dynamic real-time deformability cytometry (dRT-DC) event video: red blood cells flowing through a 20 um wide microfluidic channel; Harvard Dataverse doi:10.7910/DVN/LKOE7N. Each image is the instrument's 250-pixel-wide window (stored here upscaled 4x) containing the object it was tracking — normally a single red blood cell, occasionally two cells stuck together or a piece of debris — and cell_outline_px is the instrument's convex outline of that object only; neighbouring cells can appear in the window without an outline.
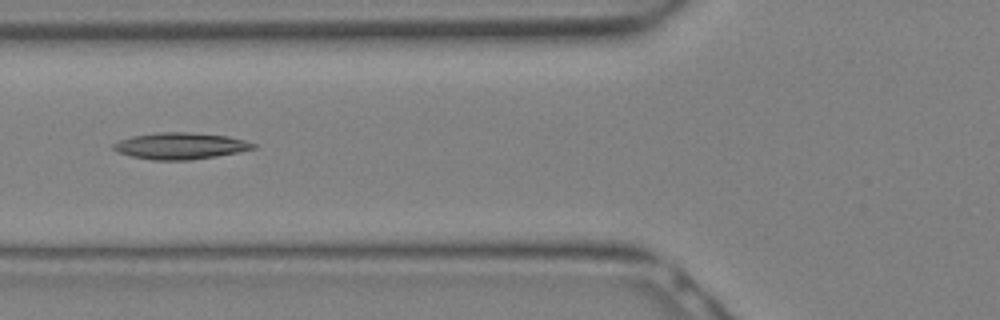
{"species": "Egyptian fruit bat (a non-hibernating species)", "species_latin": "Rousettus aegyptiacus", "temperature_condition": "warm", "stored_images_in_passage": 9, "camera_frame_rate_fps": 3000, "um_per_image_px": 0.085, "animal": {"sex": "female"}, "frame": {"image": 1, "passage_image": 6, "time_ms": 1.667, "image_size_px": [1000, 320], "cell_outline_px": [[260, 144], [256, 148], [240, 152], [192, 160], [152, 160], [132, 156], [116, 152], [112, 148], [112, 144], [120, 140], [132, 136], [160, 132], [188, 132], [228, 136]], "centroid_in_image_um": [15.36, 12.4], "position_along_channel_um": 110.4, "area_um2": 21.79}}
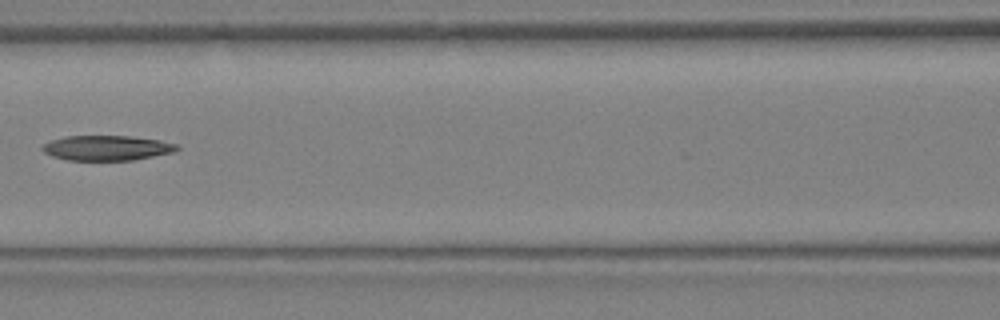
{"frame": {"image": 2, "passage_image": 8, "time_ms": 2.333, "image_size_px": [1000, 320], "cell_outline_px": [[180, 148], [172, 152], [132, 160], [68, 160], [52, 156], [44, 152], [40, 148], [44, 144], [52, 140], [64, 136], [128, 136], [160, 140], [176, 144]], "centroid_in_image_um": [9.05, 12.57], "position_along_channel_um": 157.6, "area_um2": 19.42}}